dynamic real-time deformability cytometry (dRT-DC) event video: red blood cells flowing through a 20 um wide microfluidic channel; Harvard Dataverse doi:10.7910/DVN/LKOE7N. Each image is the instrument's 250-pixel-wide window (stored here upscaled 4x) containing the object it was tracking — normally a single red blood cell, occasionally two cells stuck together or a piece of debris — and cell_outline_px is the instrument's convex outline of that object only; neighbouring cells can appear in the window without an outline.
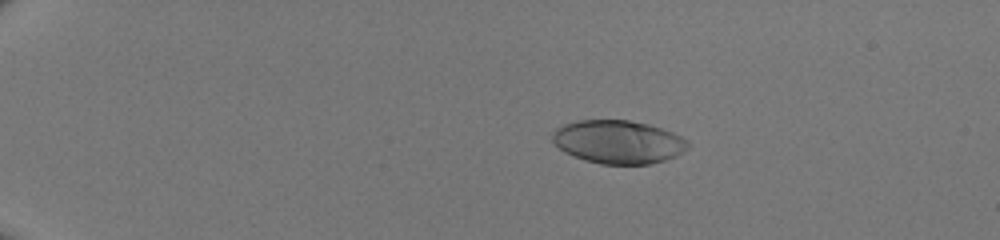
{"species": "human", "species_latin": "Homo sapiens", "temperature_condition": "room temperature", "stored_images_in_passage": 51, "camera_frame_rate_fps": 3000, "um_per_image_px": 0.085, "donor": {"sex": "male"}, "frame": {"image": 1, "passage_image": 12, "time_ms": 3.667, "image_size_px": [1000, 240], "cell_outline_px": [[688, 148], [676, 156], [652, 164], [600, 164], [584, 160], [564, 152], [552, 140], [552, 132], [556, 128], [564, 124], [576, 120], [628, 120], [648, 124], [672, 132], [688, 140]], "centroid_in_image_um": [52.54, 12.06], "position_along_channel_um": 32.5, "area_um2": 34.22}}
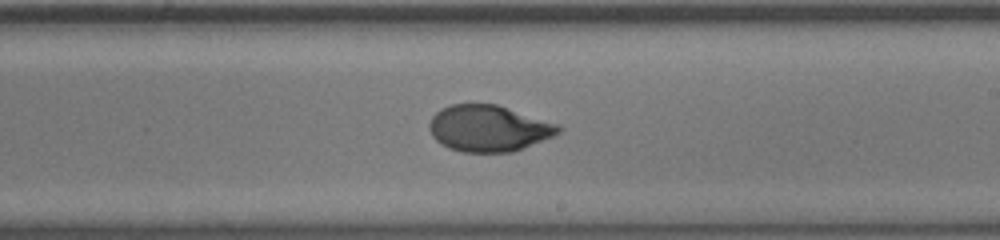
{"frame": {"image": 2, "passage_image": 34, "time_ms": 11.0, "image_size_px": [1000, 240], "cell_outline_px": [[564, 128], [560, 132], [552, 136], [524, 148], [512, 152], [464, 152], [448, 148], [440, 144], [432, 136], [428, 128], [428, 124], [432, 116], [440, 108], [452, 104], [496, 104], [560, 124]], "centroid_in_image_um": [41.52, 10.91], "position_along_channel_um": 247.5, "area_um2": 35.08}}
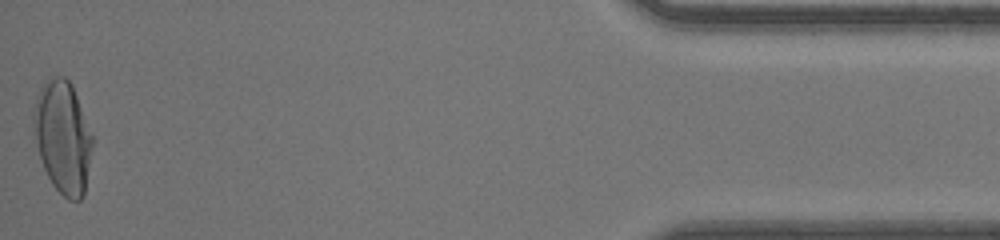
{"frame": {"image": 3, "passage_image": 51, "time_ms": 16.667, "image_size_px": [1000, 240], "cell_outline_px": [[92, 144], [84, 196], [80, 200], [68, 200], [52, 184], [44, 168], [40, 156], [36, 140], [32, 120], [32, 112], [36, 96], [40, 88], [48, 80], [56, 76], [64, 76], [72, 84], [92, 136]], "centroid_in_image_um": [5.32, 11.64], "position_along_channel_um": 429.9, "area_um2": 38.03}}